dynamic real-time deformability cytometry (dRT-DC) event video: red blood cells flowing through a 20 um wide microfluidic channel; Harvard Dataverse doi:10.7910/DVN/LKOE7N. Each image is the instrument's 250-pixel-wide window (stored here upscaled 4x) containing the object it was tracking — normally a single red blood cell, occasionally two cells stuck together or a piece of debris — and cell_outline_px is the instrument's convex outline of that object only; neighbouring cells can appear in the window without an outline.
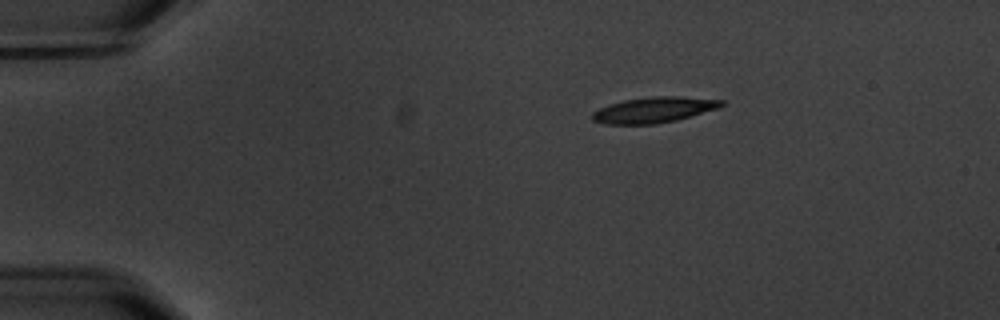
{"species": "common noctule bat (a hibernating species)", "species_latin": "Nyctalus noctula", "temperature_condition": "warm", "stored_images_in_passage": 9, "camera_frame_rate_fps": 3000, "um_per_image_px": 0.085, "animal": {"sex": "male", "body_mass_g": 20.1, "forearm_length_mm": 53.5}, "frame": {"image": 1, "passage_image": 1, "time_ms": 0.0, "image_size_px": [1000, 320], "cell_outline_px": [[724, 104], [720, 108], [676, 120], [656, 124], [604, 124], [592, 120], [592, 112], [608, 104], [624, 100], [652, 96], [680, 96], [724, 100]], "centroid_in_image_um": [55.59, 9.33], "position_along_channel_um": 29.4, "area_um2": 19.42}}
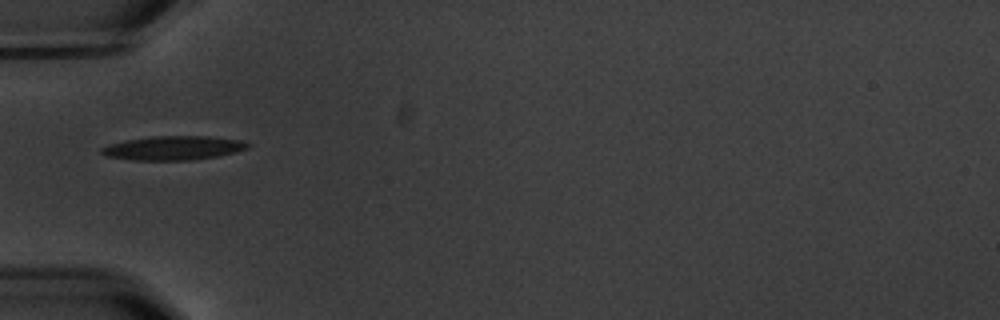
{"frame": {"image": 2, "passage_image": 3, "time_ms": 3.0, "image_size_px": [1000, 320], "cell_outline_px": [[252, 144], [248, 148], [236, 152], [220, 156], [192, 160], [132, 160], [104, 156], [100, 152], [100, 148], [108, 144], [128, 140], [152, 136], [208, 136], [240, 140]], "centroid_in_image_um": [14.74, 12.58], "position_along_channel_um": 70.3, "area_um2": 20.63}}
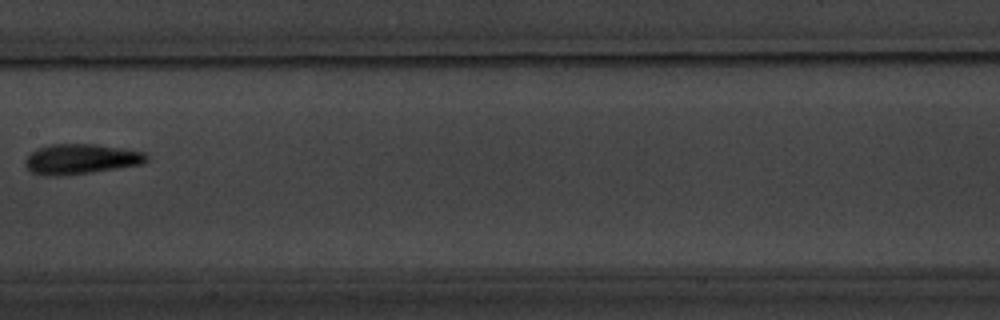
{"frame": {"image": 3, "passage_image": 6, "time_ms": 6.667, "image_size_px": [1000, 320], "cell_outline_px": [[148, 160], [140, 164], [92, 172], [64, 176], [44, 176], [32, 172], [24, 164], [24, 160], [36, 148], [52, 144], [96, 144], [124, 148], [144, 152], [148, 156]], "centroid_in_image_um": [6.85, 13.52], "position_along_channel_um": 200.6, "area_um2": 21.39}}